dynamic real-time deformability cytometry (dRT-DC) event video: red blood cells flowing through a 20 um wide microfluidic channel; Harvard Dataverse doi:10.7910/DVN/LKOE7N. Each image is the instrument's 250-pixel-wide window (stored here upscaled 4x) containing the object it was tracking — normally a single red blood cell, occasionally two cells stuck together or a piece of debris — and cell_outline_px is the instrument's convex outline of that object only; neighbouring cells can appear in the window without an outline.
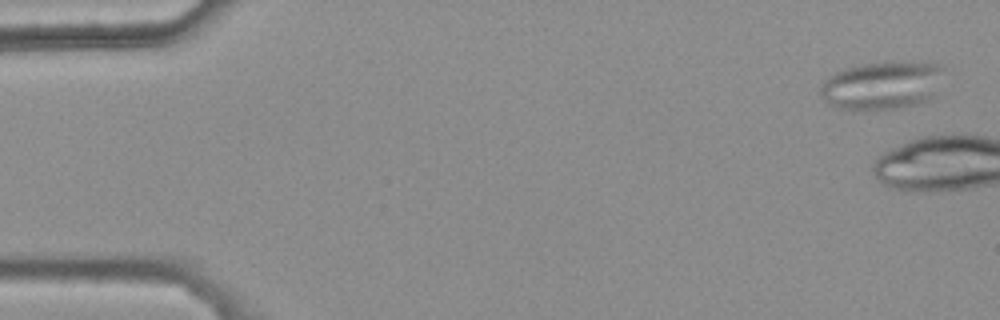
{"species": "common noctule bat (a hibernating species)", "species_latin": "Nyctalus noctula", "temperature_condition": "warm", "stored_images_in_passage": 6, "camera_frame_rate_fps": 3000, "um_per_image_px": 0.085, "animal": {"sex": "female", "body_mass_g": 25.1}, "frame": {"image": 1, "passage_image": 2, "time_ms": 0.333, "image_size_px": [1000, 320], "cell_outline_px": [[944, 68], [932, 100], [900, 108], [864, 112], [860, 112], [840, 108], [828, 104], [820, 96], [820, 88], [824, 80], [828, 76], [844, 68], [864, 64], [888, 60], [932, 60], [944, 64]], "centroid_in_image_um": [75.02, 7.23], "position_along_channel_um": 10.0, "area_um2": 36.3}}